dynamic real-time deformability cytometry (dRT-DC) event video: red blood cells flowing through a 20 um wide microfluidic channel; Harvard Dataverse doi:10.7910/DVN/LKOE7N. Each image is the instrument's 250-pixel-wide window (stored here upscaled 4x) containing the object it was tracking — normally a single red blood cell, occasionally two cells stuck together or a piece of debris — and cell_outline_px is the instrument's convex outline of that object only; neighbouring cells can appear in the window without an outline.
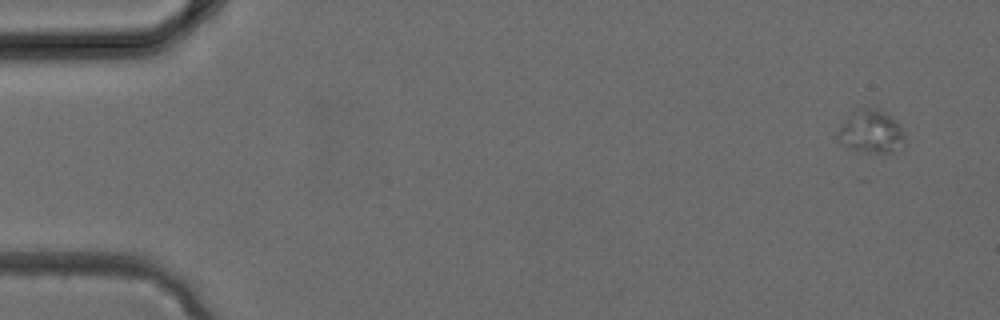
{"species": "common noctule bat (a hibernating species)", "species_latin": "Nyctalus noctula", "temperature_condition": "cold", "stored_images_in_passage": 4, "camera_frame_rate_fps": 3000, "um_per_image_px": 0.085, "animal": {"sex": "female", "body_mass_g": 24.6, "forearm_length_mm": 56.2}, "frame": {"image": 1, "passage_image": 1, "time_ms": 0.0, "image_size_px": [1000, 320], "cell_outline_px": [[904, 140], [896, 152], [852, 152], [840, 144], [836, 140], [836, 132], [840, 124], [848, 116], [864, 108], [876, 108], [884, 112], [900, 124], [904, 136]], "centroid_in_image_um": [73.97, 11.24], "position_along_channel_um": 11.0, "area_um2": 16.99}}
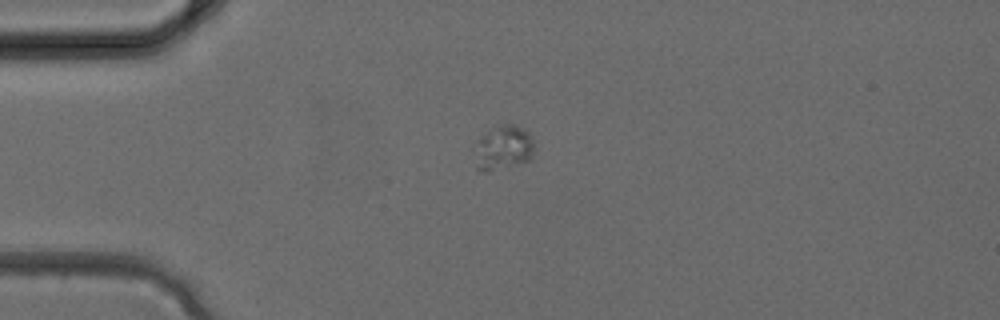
{"frame": {"image": 2, "passage_image": 3, "time_ms": 0.667, "image_size_px": [1000, 320], "cell_outline_px": [[536, 148], [532, 156], [528, 160], [488, 172], [480, 172], [476, 168], [476, 140], [480, 136], [496, 124], [516, 124], [528, 132], [532, 136]], "centroid_in_image_um": [42.79, 12.53], "position_along_channel_um": 42.2, "area_um2": 15.78}}